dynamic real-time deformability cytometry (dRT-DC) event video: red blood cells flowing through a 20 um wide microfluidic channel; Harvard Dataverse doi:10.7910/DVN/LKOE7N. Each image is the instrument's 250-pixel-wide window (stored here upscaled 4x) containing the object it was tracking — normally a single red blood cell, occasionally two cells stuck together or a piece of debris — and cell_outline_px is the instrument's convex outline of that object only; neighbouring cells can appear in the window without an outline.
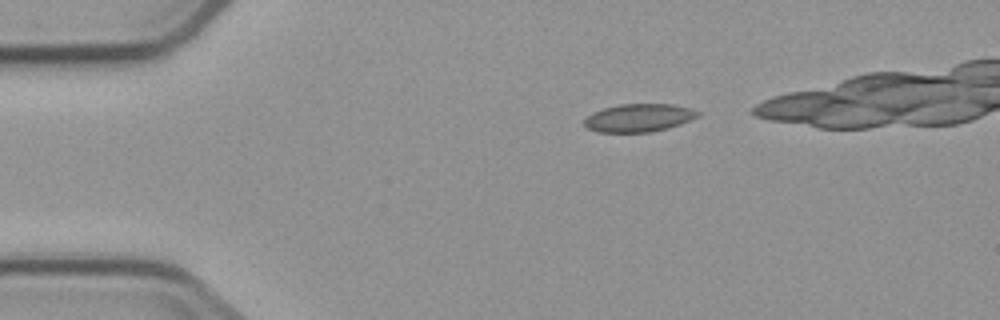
{"species": "common noctule bat (a hibernating species)", "species_latin": "Nyctalus noctula", "temperature_condition": "cold", "stored_images_in_passage": 6, "segment_of_instrument_passage": [1, 2], "camera_frame_rate_fps": 3000, "um_per_image_px": 0.085, "animal": {"sex": "male", "body_mass_g": 23.1, "forearm_length_mm": 52.7}, "frame": {"image": 1, "passage_image": 1, "time_ms": 0.0, "image_size_px": [1000, 320], "cell_outline_px": [[700, 116], [680, 124], [668, 128], [648, 132], [596, 132], [588, 128], [584, 124], [584, 120], [592, 112], [604, 108], [620, 104], [672, 104], [688, 108], [700, 112]], "centroid_in_image_um": [54.29, 10.01], "position_along_channel_um": 30.7, "area_um2": 18.44}}
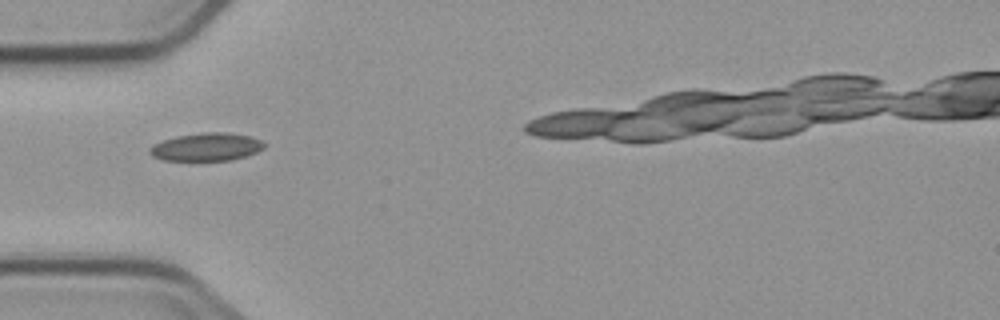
{"frame": {"image": 2, "passage_image": 3, "time_ms": 2.333, "image_size_px": [1000, 320], "cell_outline_px": [[264, 148], [248, 156], [232, 160], [164, 160], [152, 156], [148, 152], [148, 148], [152, 144], [176, 136], [200, 132], [228, 132], [252, 136], [260, 140], [264, 144]], "centroid_in_image_um": [17.54, 12.48], "position_along_channel_um": 67.5, "area_um2": 18.84}}
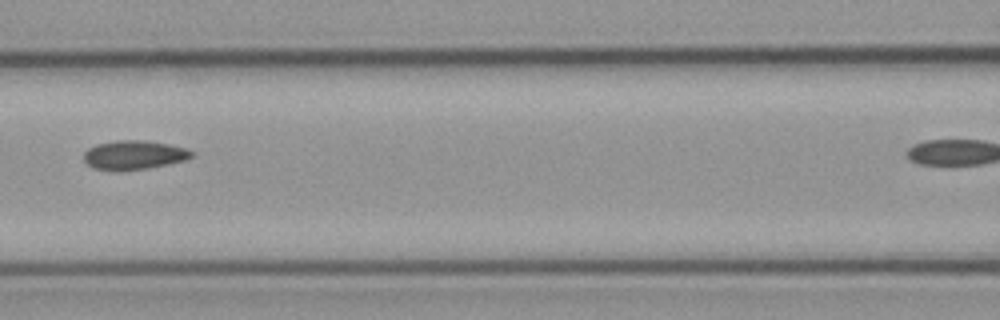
{"frame": {"image": 3, "passage_image": 5, "time_ms": 4.667, "image_size_px": [1000, 320], "cell_outline_px": [[192, 156], [184, 160], [144, 168], [120, 172], [116, 172], [92, 168], [84, 160], [84, 152], [88, 148], [96, 144], [116, 140], [144, 140], [168, 144], [188, 148], [192, 152]], "centroid_in_image_um": [11.32, 13.17], "position_along_channel_um": 155.3, "area_um2": 18.26}}